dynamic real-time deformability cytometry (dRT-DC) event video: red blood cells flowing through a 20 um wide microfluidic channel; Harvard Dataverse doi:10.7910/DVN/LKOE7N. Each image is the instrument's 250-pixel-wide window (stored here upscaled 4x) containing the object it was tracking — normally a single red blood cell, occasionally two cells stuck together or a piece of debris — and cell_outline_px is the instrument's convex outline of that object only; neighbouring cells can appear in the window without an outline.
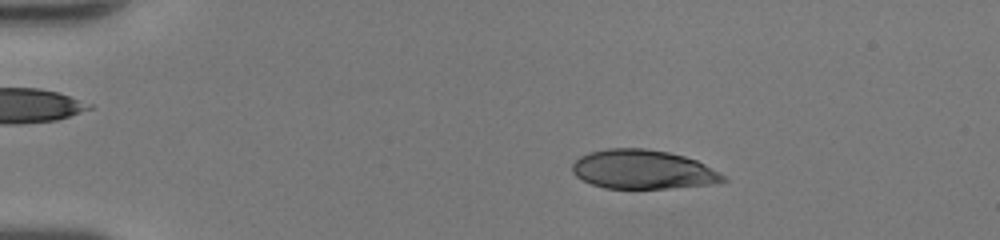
{"species": "human", "species_latin": "Homo sapiens", "temperature_condition": "room temperature", "stored_images_in_passage": 48, "camera_frame_rate_fps": 3000, "um_per_image_px": 0.085, "donor": {"sex": "female"}, "frame": {"image": 1, "passage_image": 9, "time_ms": 2.667, "image_size_px": [1000, 240], "cell_outline_px": [[728, 180], [716, 184], [672, 188], [604, 188], [592, 184], [576, 176], [572, 172], [572, 164], [580, 156], [588, 152], [608, 148], [644, 148], [668, 152], [684, 156], [696, 160], [704, 164], [724, 176]], "centroid_in_image_um": [54.64, 14.41], "position_along_channel_um": 30.4, "area_um2": 34.33}}
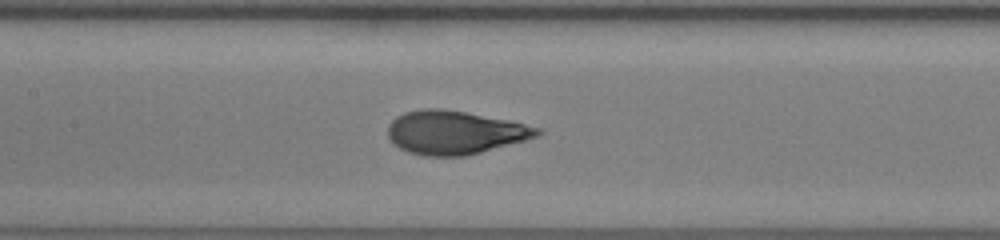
{"frame": {"image": 2, "passage_image": 24, "time_ms": 7.667, "image_size_px": [1000, 240], "cell_outline_px": [[544, 132], [540, 136], [480, 152], [464, 156], [424, 156], [408, 152], [392, 144], [388, 136], [388, 124], [396, 116], [404, 112], [420, 108], [440, 108], [464, 112], [508, 120], [540, 128]], "centroid_in_image_um": [38.62, 11.26], "position_along_channel_um": 168.8, "area_um2": 37.92}}
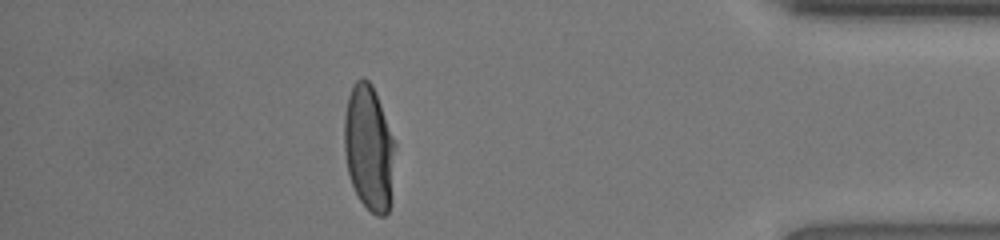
{"frame": {"image": 3, "passage_image": 43, "time_ms": 14.0, "image_size_px": [1000, 240], "cell_outline_px": [[396, 144], [392, 204], [388, 212], [384, 216], [376, 216], [360, 200], [352, 184], [348, 172], [344, 152], [344, 116], [348, 96], [356, 80], [360, 76], [364, 76], [372, 84]], "centroid_in_image_um": [31.38, 12.6], "position_along_channel_um": 403.8, "area_um2": 37.69}, "authors_computed_cell_mechanics": {"area_um2": 37.4255, "velocity_mm_per_s": 4.2978, "shape_relaxation_time_tau1_ms": 3.4079, "shape_relaxation_time_tau2_ms": null, "deformation_change_tau1": 0.218, "deformation_change_tau2": null}}